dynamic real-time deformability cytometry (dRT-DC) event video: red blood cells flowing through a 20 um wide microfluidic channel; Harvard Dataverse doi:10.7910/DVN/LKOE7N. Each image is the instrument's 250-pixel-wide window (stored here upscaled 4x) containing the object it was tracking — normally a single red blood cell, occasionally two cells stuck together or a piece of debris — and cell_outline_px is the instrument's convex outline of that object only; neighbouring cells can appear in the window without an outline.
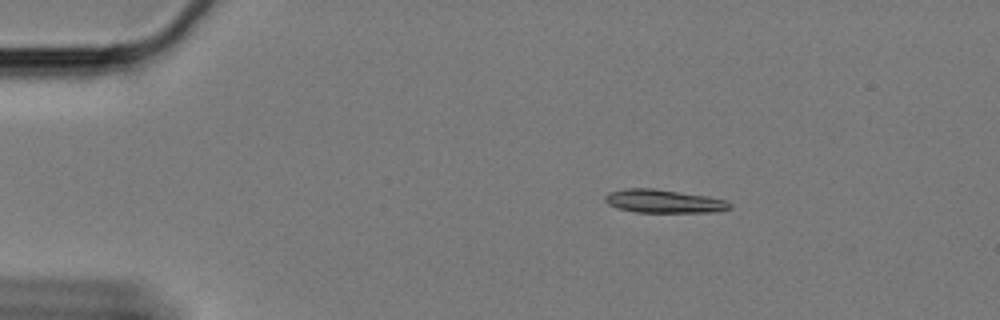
{"species": "Egyptian fruit bat (a non-hibernating species)", "species_latin": "Rousettus aegyptiacus", "temperature_condition": "cold", "stored_images_in_passage": 51, "camera_frame_rate_fps": 3000, "um_per_image_px": 0.085, "animal": {"sex": "female"}, "frame": {"image": 1, "passage_image": 1, "time_ms": 0.0, "image_size_px": [1000, 320], "cell_outline_px": [[732, 208], [716, 212], [636, 212], [620, 208], [608, 204], [604, 200], [604, 196], [608, 192], [624, 188], [652, 188], [708, 196], [728, 200], [732, 204]], "centroid_in_image_um": [56.45, 17.1], "position_along_channel_um": 28.6, "area_um2": 17.05}}
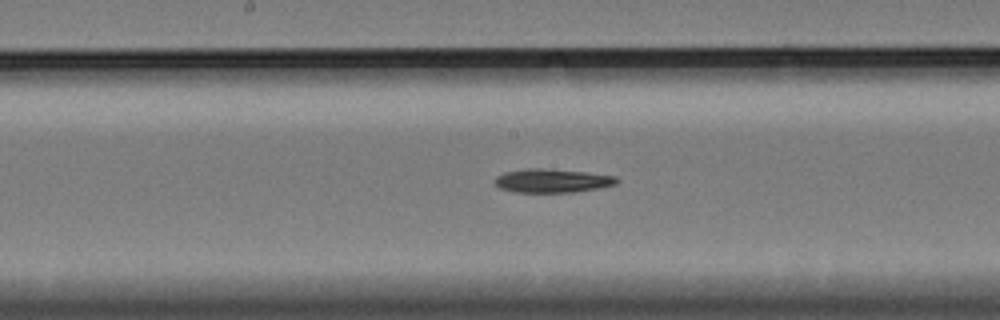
{"frame": {"image": 2, "passage_image": 22, "time_ms": 7.0, "image_size_px": [1000, 320], "cell_outline_px": [[620, 180], [616, 184], [596, 188], [572, 192], [512, 192], [500, 188], [492, 180], [496, 176], [504, 172], [524, 168], [540, 168], [584, 172], [616, 176]], "centroid_in_image_um": [46.88, 15.35], "position_along_channel_um": 201.3, "area_um2": 16.82}}
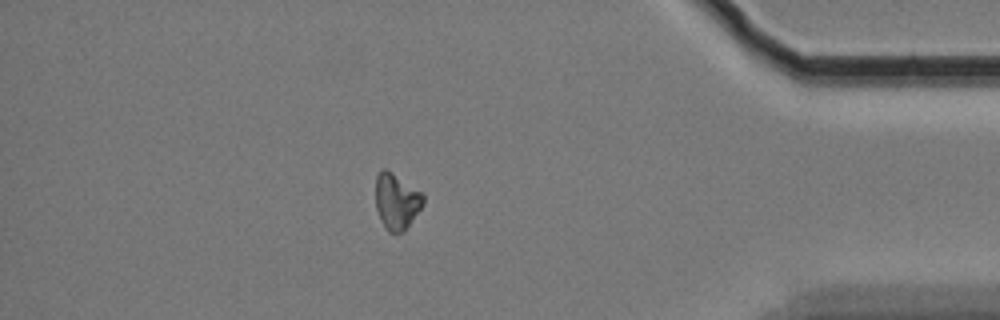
{"frame": {"image": 3, "passage_image": 43, "time_ms": 14.0, "image_size_px": [1000, 320], "cell_outline_px": [[424, 204], [404, 232], [388, 232], [384, 228], [380, 220], [376, 208], [376, 176], [380, 168], [384, 168], [424, 192]], "centroid_in_image_um": [33.72, 17.11], "position_along_channel_um": 401.5, "area_um2": 15.78}, "authors_computed_cell_mechanics": {"area_um2": 16.6464, "velocity_mm_per_s": 3.3396, "shape_relaxation_time_tau1_ms": 4.3253, "shape_relaxation_time_tau2_ms": null, "deformation_change_tau1": 0.1229, "deformation_change_tau2": null}}